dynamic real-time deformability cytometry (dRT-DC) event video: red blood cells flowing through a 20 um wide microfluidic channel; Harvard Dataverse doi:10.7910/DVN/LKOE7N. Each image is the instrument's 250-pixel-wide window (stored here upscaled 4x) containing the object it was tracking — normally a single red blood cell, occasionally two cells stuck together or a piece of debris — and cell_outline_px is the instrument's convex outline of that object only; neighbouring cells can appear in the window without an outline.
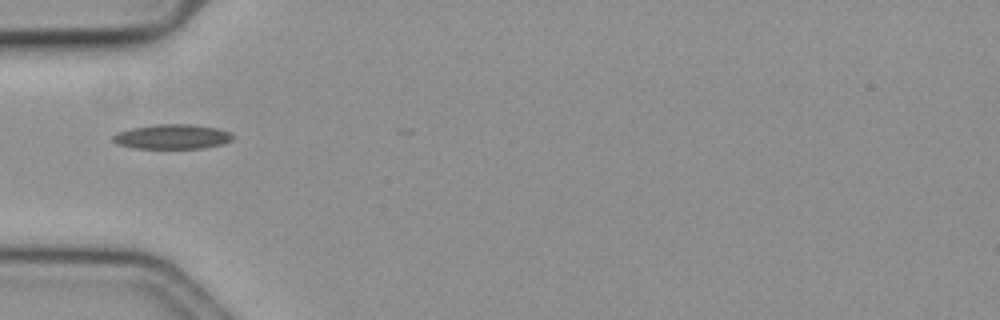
{"species": "common noctule bat (a hibernating species)", "species_latin": "Nyctalus noctula", "temperature_condition": "cold", "stored_images_in_passage": 16, "camera_frame_rate_fps": 3000, "um_per_image_px": 0.085, "animal": {"sex": "female", "body_mass_g": 19.3, "forearm_length_mm": 54.1}, "frame": {"image": 1, "passage_image": 1, "time_ms": 0.0, "image_size_px": [1000, 320], "cell_outline_px": [[236, 136], [232, 140], [224, 144], [200, 148], [136, 148], [120, 144], [112, 140], [112, 136], [116, 132], [132, 128], [156, 124], [192, 124], [220, 128], [232, 132]], "centroid_in_image_um": [14.72, 11.6], "position_along_channel_um": 70.3, "area_um2": 17.4}}
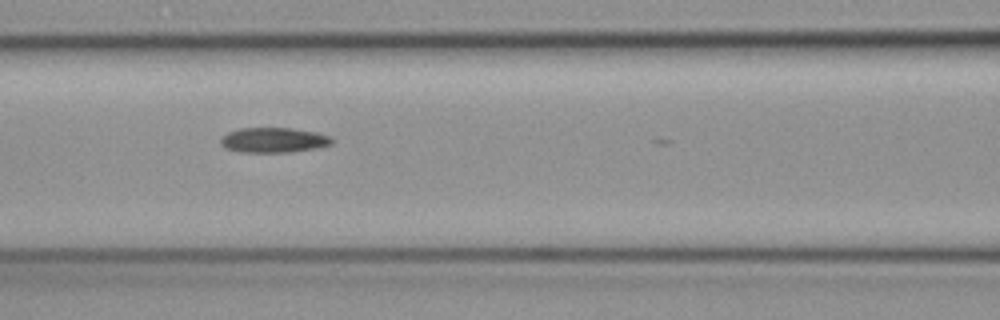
{"frame": {"image": 2, "passage_image": 7, "time_ms": 2.0, "image_size_px": [1000, 320], "cell_outline_px": [[336, 140], [332, 144], [312, 148], [288, 152], [240, 152], [224, 148], [220, 144], [220, 140], [228, 132], [240, 128], [292, 128], [316, 132], [332, 136]], "centroid_in_image_um": [23.27, 11.9], "position_along_channel_um": 143.3, "area_um2": 16.24}}
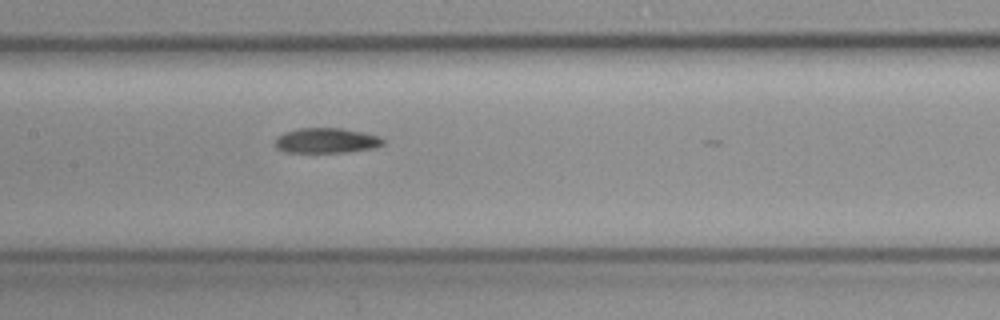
{"frame": {"image": 3, "passage_image": 10, "time_ms": 3.0, "image_size_px": [1000, 320], "cell_outline_px": [[384, 144], [372, 148], [344, 152], [288, 152], [276, 148], [276, 136], [284, 132], [296, 128], [340, 128], [364, 132], [380, 136], [384, 140]], "centroid_in_image_um": [27.73, 11.93], "position_along_channel_um": 179.7, "area_um2": 15.78}}